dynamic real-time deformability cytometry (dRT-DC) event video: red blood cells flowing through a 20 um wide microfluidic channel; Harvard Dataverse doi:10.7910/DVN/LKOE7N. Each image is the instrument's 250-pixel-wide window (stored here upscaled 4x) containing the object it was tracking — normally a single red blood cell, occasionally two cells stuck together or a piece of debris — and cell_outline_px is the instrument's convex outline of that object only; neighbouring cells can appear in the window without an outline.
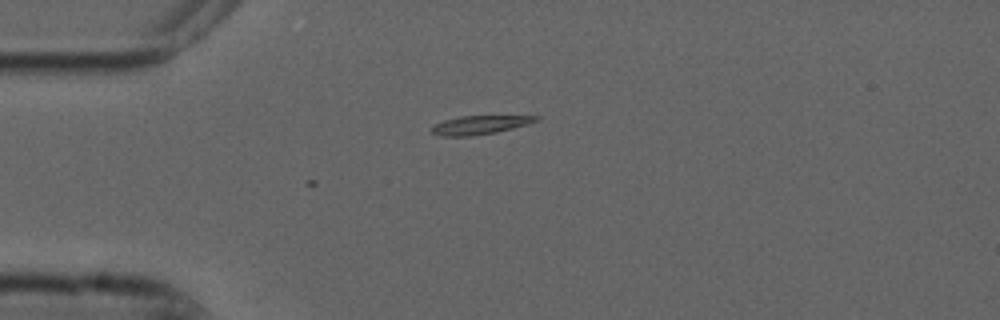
{"species": "common noctule bat (a hibernating species)", "species_latin": "Nyctalus noctula", "temperature_condition": "cold", "stored_images_in_passage": 7, "camera_frame_rate_fps": 3000, "um_per_image_px": 0.085, "animal": {"sex": "male", "forearm_length_mm": 52.5}, "frame": {"image": 1, "passage_image": 1, "time_ms": 0.0, "image_size_px": [1000, 320], "cell_outline_px": [[540, 120], [528, 124], [496, 132], [472, 136], [440, 136], [432, 132], [432, 128], [436, 124], [444, 120], [460, 116], [540, 116]], "centroid_in_image_um": [40.8, 10.62], "position_along_channel_um": 44.2, "area_um2": 11.21}}
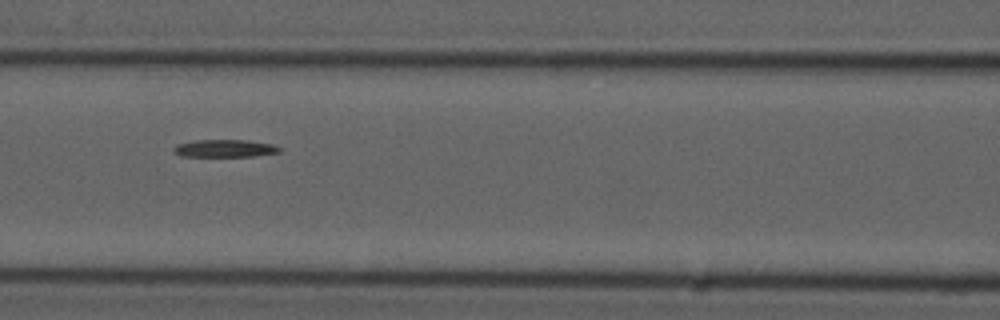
{"frame": {"image": 2, "passage_image": 4, "time_ms": 1.0, "image_size_px": [1000, 320], "cell_outline_px": [[284, 148], [280, 152], [252, 156], [180, 156], [172, 152], [172, 148], [176, 144], [196, 140], [248, 140], [272, 144]], "centroid_in_image_um": [19.09, 12.61], "position_along_channel_um": 147.5, "area_um2": 10.92}}
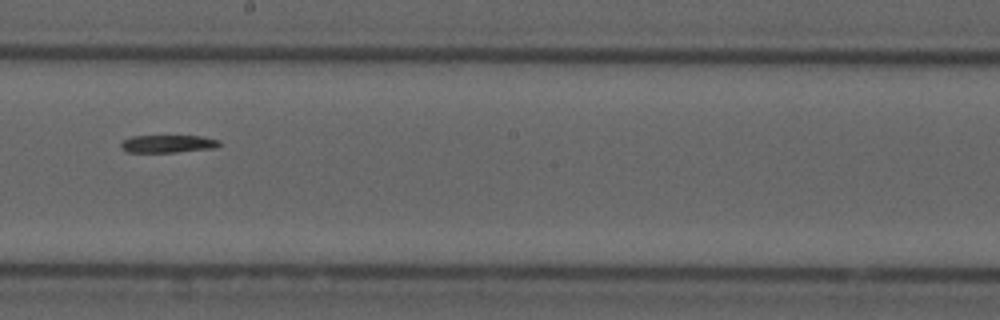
{"frame": {"image": 3, "passage_image": 6, "time_ms": 1.667, "image_size_px": [1000, 320], "cell_outline_px": [[220, 144], [216, 148], [176, 152], [128, 152], [120, 148], [120, 144], [124, 140], [132, 136], [204, 136], [220, 140]], "centroid_in_image_um": [14.29, 12.22], "position_along_channel_um": 233.9, "area_um2": 10.17}}